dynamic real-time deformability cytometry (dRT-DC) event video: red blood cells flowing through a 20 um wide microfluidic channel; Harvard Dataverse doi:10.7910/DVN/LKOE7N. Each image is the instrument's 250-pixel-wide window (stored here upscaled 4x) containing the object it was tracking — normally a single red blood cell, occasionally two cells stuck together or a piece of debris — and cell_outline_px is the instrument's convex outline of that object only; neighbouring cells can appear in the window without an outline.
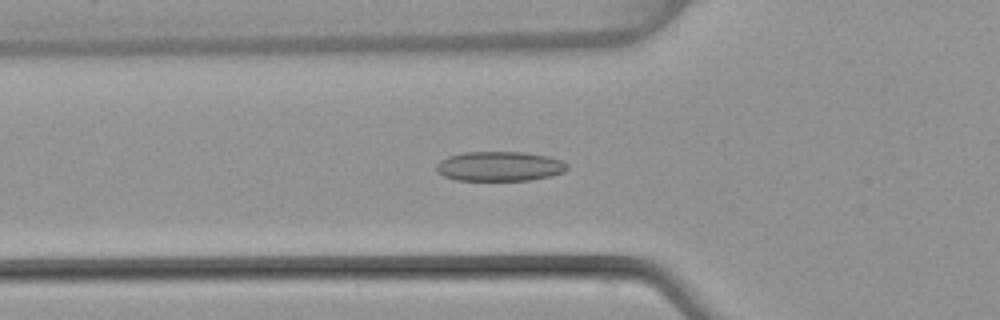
{"species": "common noctule bat (a hibernating species)", "species_latin": "Nyctalus noctula", "temperature_condition": "warm", "stored_images_in_passage": 51, "camera_frame_rate_fps": 3000, "um_per_image_px": 0.085, "animal": {"sex": "female", "body_mass_g": 22.7, "forearm_length_mm": 54.2}, "frame": {"image": 1, "passage_image": 18, "time_ms": 5.667, "image_size_px": [1000, 320], "cell_outline_px": [[568, 168], [564, 172], [552, 176], [528, 180], [456, 180], [444, 176], [436, 172], [436, 164], [440, 160], [448, 156], [464, 152], [524, 152], [548, 156], [560, 160], [568, 164]], "centroid_in_image_um": [42.45, 14.13], "position_along_channel_um": 83.3, "area_um2": 22.72}}
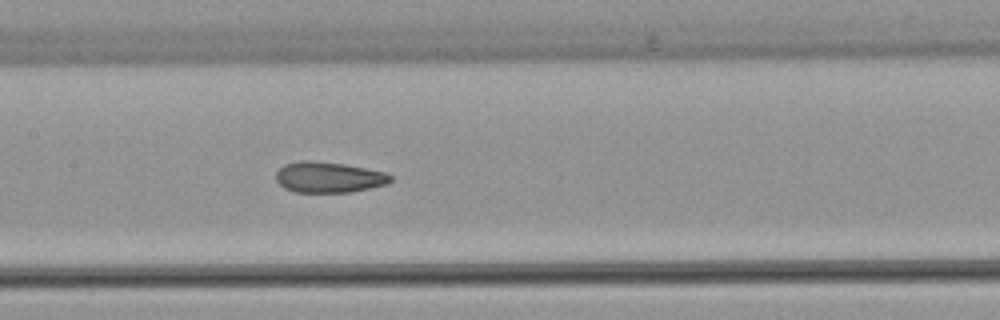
{"frame": {"image": 2, "passage_image": 25, "time_ms": 8.0, "image_size_px": [1000, 320], "cell_outline_px": [[392, 180], [388, 184], [352, 192], [296, 192], [284, 188], [276, 180], [276, 172], [284, 164], [300, 160], [312, 160], [344, 164], [384, 172], [392, 176]], "centroid_in_image_um": [27.93, 15.06], "position_along_channel_um": 179.5, "area_um2": 20.58}}
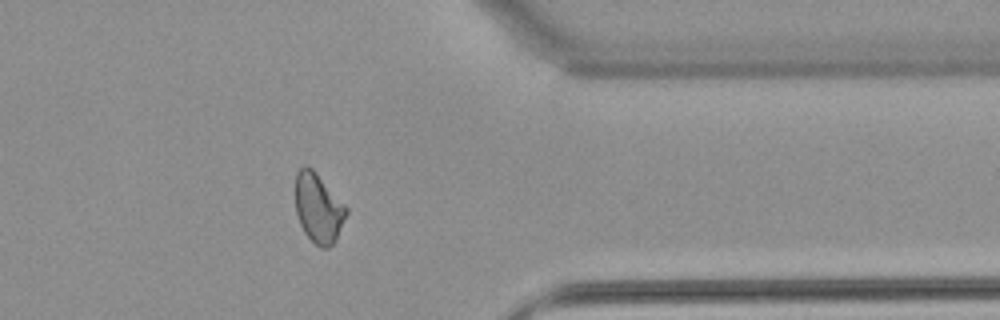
{"frame": {"image": 3, "passage_image": 41, "time_ms": 13.333, "image_size_px": [1000, 320], "cell_outline_px": [[348, 212], [336, 240], [328, 248], [320, 248], [304, 232], [300, 224], [296, 212], [296, 172], [304, 164], [312, 168], [348, 208]], "centroid_in_image_um": [27.07, 17.69], "position_along_channel_um": 384.3, "area_um2": 20.46}, "authors_computed_cell_mechanics": {"area_um2": 21.7328, "velocity_mm_per_s": 4.0891, "shape_relaxation_time_tau1_ms": null, "shape_relaxation_time_tau2_ms": 1.5003, "deformation_change_tau1": null, "deformation_change_tau2": 0.0704}}